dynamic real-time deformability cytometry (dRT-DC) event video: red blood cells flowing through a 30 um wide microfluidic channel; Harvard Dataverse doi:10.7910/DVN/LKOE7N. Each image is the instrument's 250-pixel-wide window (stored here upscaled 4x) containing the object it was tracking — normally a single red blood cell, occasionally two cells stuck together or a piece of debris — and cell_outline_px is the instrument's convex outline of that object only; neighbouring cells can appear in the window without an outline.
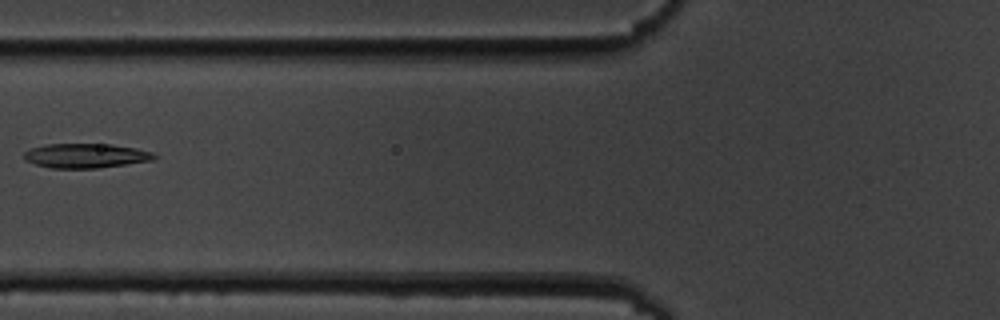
{"species": "common noctule bat (a hibernating species)", "species_latin": "Nyctalus noctula", "temperature_condition": "cold", "stored_images_in_passage": 5, "camera_frame_rate_fps": 3000, "um_per_image_px": 0.085, "animal": {"sex": "male", "body_mass_g": 19.5, "forearm_length_mm": 54.6}, "frame": {"image": 1, "passage_image": 4, "time_ms": 3.333, "image_size_px": [1000, 320], "cell_outline_px": [[156, 156], [152, 160], [100, 168], [52, 168], [36, 164], [28, 160], [24, 156], [24, 152], [32, 148], [48, 144], [112, 144], [136, 148], [152, 152]], "centroid_in_image_um": [7.32, 13.23], "position_along_channel_um": 118.5, "area_um2": 18.32}}
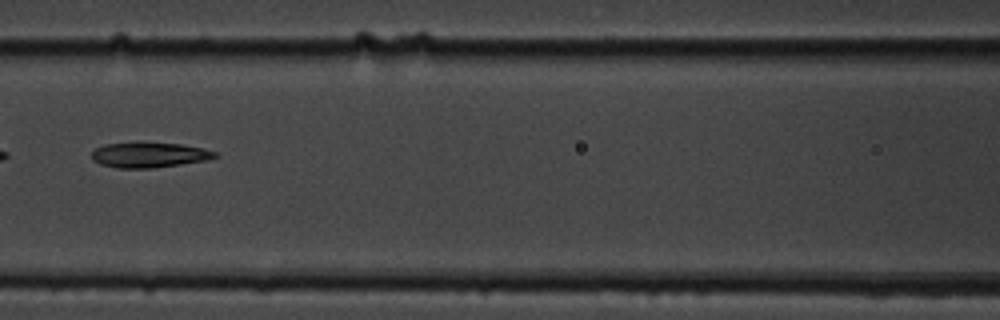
{"frame": {"image": 2, "passage_image": 5, "time_ms": 4.333, "image_size_px": [1000, 320], "cell_outline_px": [[220, 156], [208, 160], [152, 168], [116, 168], [100, 164], [92, 160], [92, 152], [96, 148], [104, 144], [180, 144], [204, 148], [216, 152]], "centroid_in_image_um": [12.71, 13.19], "position_along_channel_um": 153.9, "area_um2": 17.69}}